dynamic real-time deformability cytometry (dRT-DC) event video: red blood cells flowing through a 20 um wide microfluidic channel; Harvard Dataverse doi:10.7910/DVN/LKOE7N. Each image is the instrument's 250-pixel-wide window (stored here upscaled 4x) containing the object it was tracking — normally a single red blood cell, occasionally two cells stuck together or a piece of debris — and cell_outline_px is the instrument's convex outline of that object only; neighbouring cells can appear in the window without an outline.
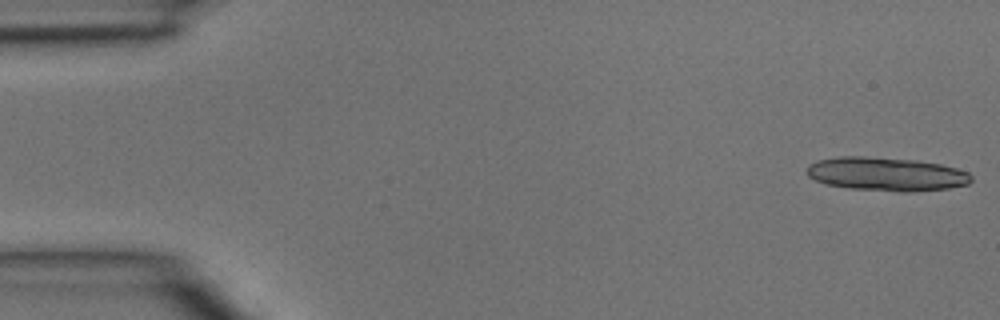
{"species": "common noctule bat (a hibernating species)", "species_latin": "Nyctalus noctula", "temperature_condition": "room temperature", "stored_images_in_passage": 4, "camera_frame_rate_fps": 3000, "um_per_image_px": 0.085, "animal": {"sex": "male", "body_mass_g": 15.6}, "frame": {"image": 1, "passage_image": 1, "time_ms": 0.0, "image_size_px": [1000, 320], "cell_outline_px": [[972, 180], [968, 184], [948, 188], [912, 192], [904, 192], [848, 188], [824, 184], [808, 176], [804, 172], [808, 164], [816, 160], [840, 156], [864, 156], [916, 160], [940, 164], [956, 168], [968, 172], [972, 176]], "centroid_in_image_um": [75.3, 14.79], "position_along_channel_um": 9.7, "area_um2": 32.54}}
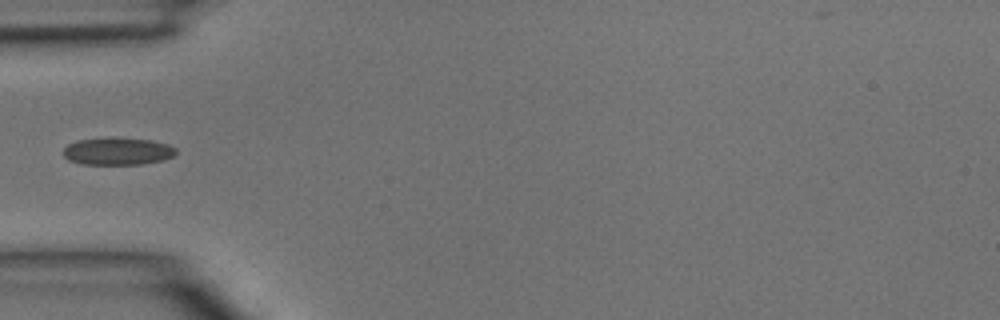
{"frame": {"image": 2, "passage_image": 4, "time_ms": 1.0, "image_size_px": [1000, 320], "cell_outline_px": [[176, 152], [172, 156], [164, 160], [140, 164], [80, 164], [68, 160], [64, 156], [64, 148], [68, 144], [76, 140], [112, 136], [152, 140], [168, 144], [176, 148]], "centroid_in_image_um": [9.98, 12.83], "position_along_channel_um": 75.0, "area_um2": 18.32}}